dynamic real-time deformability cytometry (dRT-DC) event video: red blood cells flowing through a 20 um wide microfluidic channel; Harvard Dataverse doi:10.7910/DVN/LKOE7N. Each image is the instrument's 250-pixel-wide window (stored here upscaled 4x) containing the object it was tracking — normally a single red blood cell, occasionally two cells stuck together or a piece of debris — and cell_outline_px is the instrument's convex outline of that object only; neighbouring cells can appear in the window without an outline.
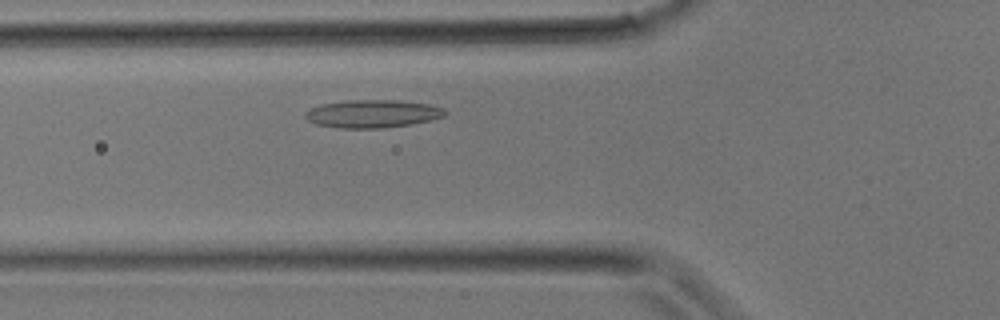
{"species": "common noctule bat (a hibernating species)", "species_latin": "Nyctalus noctula", "temperature_condition": "room temperature", "stored_images_in_passage": 22, "camera_frame_rate_fps": 3000, "um_per_image_px": 0.085, "animal": {"sex": "male", "body_mass_g": 17.9}, "frame": {"image": 1, "passage_image": 5, "time_ms": 1.333, "image_size_px": [1000, 320], "cell_outline_px": [[448, 112], [444, 116], [412, 124], [384, 128], [336, 128], [316, 124], [308, 120], [304, 116], [304, 112], [320, 104], [348, 100], [396, 100], [428, 104], [444, 108]], "centroid_in_image_um": [31.64, 9.67], "position_along_channel_um": 94.2, "area_um2": 22.77}}
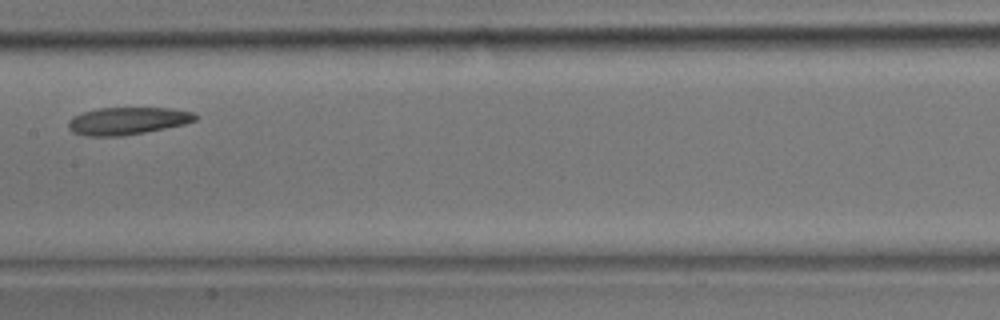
{"frame": {"image": 2, "passage_image": 10, "time_ms": 3.0, "image_size_px": [1000, 320], "cell_outline_px": [[196, 120], [184, 124], [144, 132], [120, 136], [84, 136], [72, 132], [68, 128], [68, 120], [72, 116], [96, 108], [168, 108], [192, 112], [196, 116]], "centroid_in_image_um": [10.76, 10.28], "position_along_channel_um": 196.6, "area_um2": 20.17}}
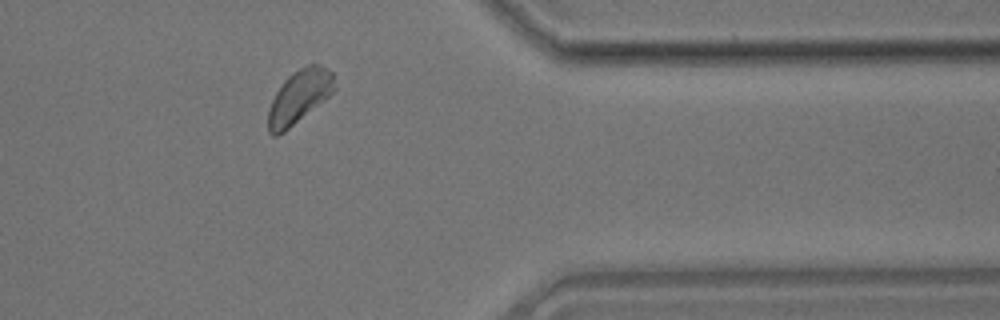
{"frame": {"image": 3, "passage_image": 20, "time_ms": 6.333, "image_size_px": [1000, 320], "cell_outline_px": [[336, 88], [324, 100], [284, 132], [276, 136], [272, 136], [268, 132], [268, 108], [276, 92], [284, 80], [292, 72], [308, 64], [316, 64], [328, 68], [332, 72]], "centroid_in_image_um": [25.42, 8.21], "position_along_channel_um": 386.0, "area_um2": 20.46}}